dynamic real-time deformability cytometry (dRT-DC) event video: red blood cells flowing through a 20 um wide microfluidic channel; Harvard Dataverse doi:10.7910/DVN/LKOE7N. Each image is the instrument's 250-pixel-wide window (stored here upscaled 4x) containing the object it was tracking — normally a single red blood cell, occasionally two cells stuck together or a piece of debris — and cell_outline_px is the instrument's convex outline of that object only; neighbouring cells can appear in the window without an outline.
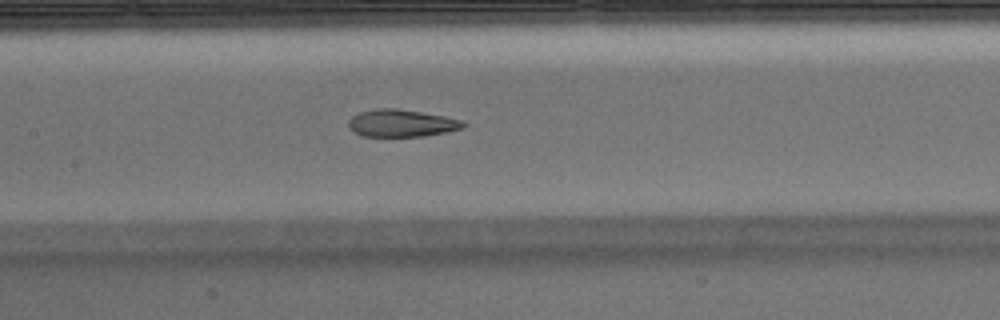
{"species": "Egyptian fruit bat (a non-hibernating species)", "species_latin": "Rousettus aegyptiacus", "temperature_condition": "warm", "stored_images_in_passage": 49, "segment_of_instrument_passage": [1, 2], "camera_frame_rate_fps": 3000, "um_per_image_px": 0.085, "animal": {"sex": "male"}, "frame": {"image": 1, "passage_image": 22, "time_ms": 7.0, "image_size_px": [1000, 320], "cell_outline_px": [[468, 124], [464, 128], [424, 136], [360, 136], [352, 132], [348, 128], [348, 120], [352, 116], [360, 112], [376, 108], [396, 108], [444, 116], [464, 120]], "centroid_in_image_um": [34.11, 10.47], "position_along_channel_um": 173.3, "area_um2": 18.44}}